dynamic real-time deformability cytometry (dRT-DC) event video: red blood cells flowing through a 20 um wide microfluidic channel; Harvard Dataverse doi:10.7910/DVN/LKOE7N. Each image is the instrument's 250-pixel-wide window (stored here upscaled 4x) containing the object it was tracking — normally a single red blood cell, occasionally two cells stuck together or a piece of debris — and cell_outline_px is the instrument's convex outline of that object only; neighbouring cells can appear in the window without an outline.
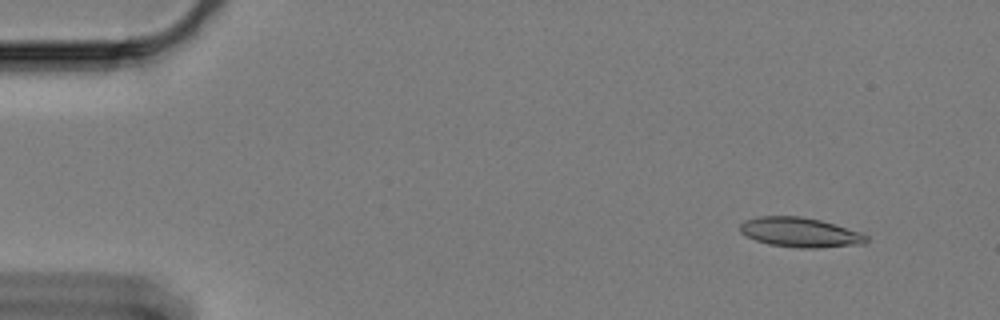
{"species": "Egyptian fruit bat (a non-hibernating species)", "species_latin": "Rousettus aegyptiacus", "temperature_condition": "cold", "stored_images_in_passage": 59, "camera_frame_rate_fps": 3000, "um_per_image_px": 0.085, "animal": {"sex": "female"}, "frame": {"image": 1, "passage_image": 4, "time_ms": 1.0, "image_size_px": [1000, 320], "cell_outline_px": [[868, 240], [864, 244], [820, 248], [800, 248], [768, 244], [756, 240], [740, 232], [740, 224], [744, 220], [760, 216], [800, 216], [820, 220], [860, 232], [868, 236]], "centroid_in_image_um": [68.01, 19.75], "position_along_channel_um": 17.0, "area_um2": 21.79}}
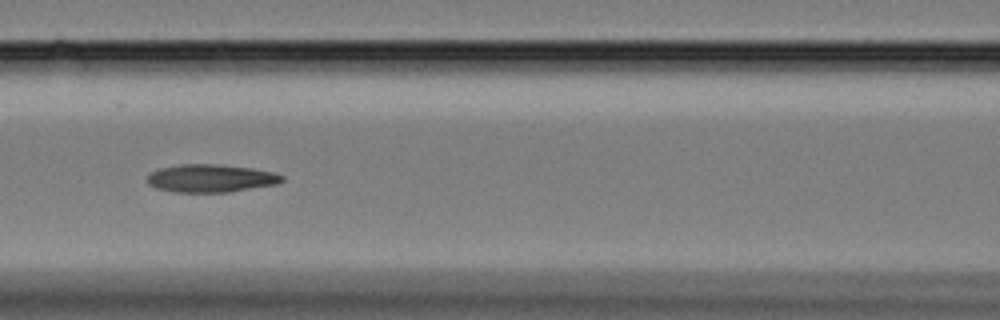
{"frame": {"image": 2, "passage_image": 25, "time_ms": 8.0, "image_size_px": [1000, 320], "cell_outline_px": [[284, 180], [276, 184], [228, 192], [176, 192], [156, 188], [148, 184], [148, 176], [152, 172], [160, 168], [180, 164], [220, 164], [252, 168], [272, 172], [284, 176]], "centroid_in_image_um": [17.92, 15.15], "position_along_channel_um": 148.7, "area_um2": 21.79}}
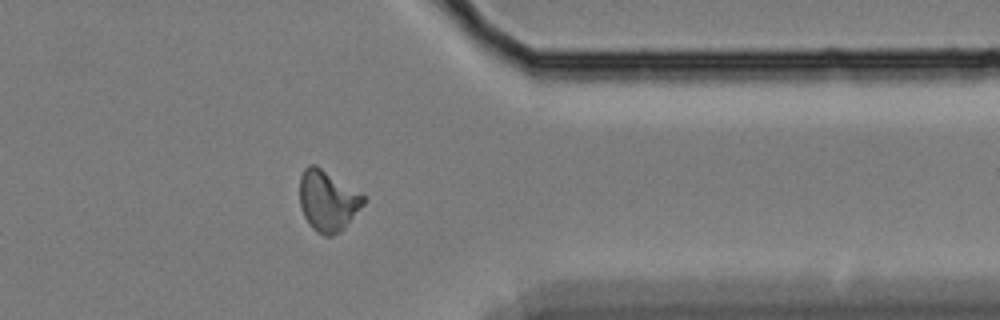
{"frame": {"image": 3, "passage_image": 47, "time_ms": 15.333, "image_size_px": [1000, 320], "cell_outline_px": [[364, 204], [344, 228], [340, 232], [332, 236], [324, 236], [316, 232], [308, 224], [300, 208], [300, 176], [304, 168], [308, 164], [316, 164], [364, 196]], "centroid_in_image_um": [27.81, 17.08], "position_along_channel_um": 383.6, "area_um2": 22.54}, "authors_computed_cell_mechanics": {"area_um2": 21.4438, "velocity_mm_per_s": 3.3354, "shape_relaxation_time_tau1_ms": 6.2193, "shape_relaxation_time_tau2_ms": 6.1702, "deformation_change_tau1": 0.1704, "deformation_change_tau2": 0.1472}}